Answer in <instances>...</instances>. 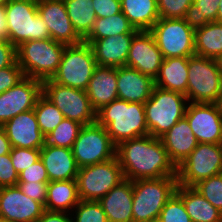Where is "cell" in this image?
Wrapping results in <instances>:
<instances>
[{
	"mask_svg": "<svg viewBox=\"0 0 222 222\" xmlns=\"http://www.w3.org/2000/svg\"><path fill=\"white\" fill-rule=\"evenodd\" d=\"M116 157L127 180L177 177L162 140L151 135L122 141L116 146Z\"/></svg>",
	"mask_w": 222,
	"mask_h": 222,
	"instance_id": "obj_1",
	"label": "cell"
},
{
	"mask_svg": "<svg viewBox=\"0 0 222 222\" xmlns=\"http://www.w3.org/2000/svg\"><path fill=\"white\" fill-rule=\"evenodd\" d=\"M96 122L105 127L116 146L149 135L144 103L116 99L96 112Z\"/></svg>",
	"mask_w": 222,
	"mask_h": 222,
	"instance_id": "obj_2",
	"label": "cell"
},
{
	"mask_svg": "<svg viewBox=\"0 0 222 222\" xmlns=\"http://www.w3.org/2000/svg\"><path fill=\"white\" fill-rule=\"evenodd\" d=\"M65 44L51 38L29 40L17 47V62L25 77L51 79L61 62Z\"/></svg>",
	"mask_w": 222,
	"mask_h": 222,
	"instance_id": "obj_3",
	"label": "cell"
},
{
	"mask_svg": "<svg viewBox=\"0 0 222 222\" xmlns=\"http://www.w3.org/2000/svg\"><path fill=\"white\" fill-rule=\"evenodd\" d=\"M187 104L184 94L154 86L151 97L144 103L149 135L162 137L185 116Z\"/></svg>",
	"mask_w": 222,
	"mask_h": 222,
	"instance_id": "obj_4",
	"label": "cell"
},
{
	"mask_svg": "<svg viewBox=\"0 0 222 222\" xmlns=\"http://www.w3.org/2000/svg\"><path fill=\"white\" fill-rule=\"evenodd\" d=\"M133 222L158 219L165 203L175 193L177 177L133 180Z\"/></svg>",
	"mask_w": 222,
	"mask_h": 222,
	"instance_id": "obj_5",
	"label": "cell"
},
{
	"mask_svg": "<svg viewBox=\"0 0 222 222\" xmlns=\"http://www.w3.org/2000/svg\"><path fill=\"white\" fill-rule=\"evenodd\" d=\"M5 15L8 40L16 48L29 40L50 38L48 27L38 14L37 0H9Z\"/></svg>",
	"mask_w": 222,
	"mask_h": 222,
	"instance_id": "obj_6",
	"label": "cell"
},
{
	"mask_svg": "<svg viewBox=\"0 0 222 222\" xmlns=\"http://www.w3.org/2000/svg\"><path fill=\"white\" fill-rule=\"evenodd\" d=\"M187 101L221 103L222 76L215 59L192 55L188 58Z\"/></svg>",
	"mask_w": 222,
	"mask_h": 222,
	"instance_id": "obj_7",
	"label": "cell"
},
{
	"mask_svg": "<svg viewBox=\"0 0 222 222\" xmlns=\"http://www.w3.org/2000/svg\"><path fill=\"white\" fill-rule=\"evenodd\" d=\"M90 44L66 45L61 62L51 80L57 84L86 91L97 67Z\"/></svg>",
	"mask_w": 222,
	"mask_h": 222,
	"instance_id": "obj_8",
	"label": "cell"
},
{
	"mask_svg": "<svg viewBox=\"0 0 222 222\" xmlns=\"http://www.w3.org/2000/svg\"><path fill=\"white\" fill-rule=\"evenodd\" d=\"M77 188L80 200L99 201L124 180L117 157L78 169Z\"/></svg>",
	"mask_w": 222,
	"mask_h": 222,
	"instance_id": "obj_9",
	"label": "cell"
},
{
	"mask_svg": "<svg viewBox=\"0 0 222 222\" xmlns=\"http://www.w3.org/2000/svg\"><path fill=\"white\" fill-rule=\"evenodd\" d=\"M163 58L190 57L195 54V30L184 18L159 20L149 30Z\"/></svg>",
	"mask_w": 222,
	"mask_h": 222,
	"instance_id": "obj_10",
	"label": "cell"
},
{
	"mask_svg": "<svg viewBox=\"0 0 222 222\" xmlns=\"http://www.w3.org/2000/svg\"><path fill=\"white\" fill-rule=\"evenodd\" d=\"M42 94L64 115L82 125L96 122V111L92 108L86 91L63 86L51 79L42 81Z\"/></svg>",
	"mask_w": 222,
	"mask_h": 222,
	"instance_id": "obj_11",
	"label": "cell"
},
{
	"mask_svg": "<svg viewBox=\"0 0 222 222\" xmlns=\"http://www.w3.org/2000/svg\"><path fill=\"white\" fill-rule=\"evenodd\" d=\"M222 173V144L198 143L177 167L178 185L194 186L199 181Z\"/></svg>",
	"mask_w": 222,
	"mask_h": 222,
	"instance_id": "obj_12",
	"label": "cell"
},
{
	"mask_svg": "<svg viewBox=\"0 0 222 222\" xmlns=\"http://www.w3.org/2000/svg\"><path fill=\"white\" fill-rule=\"evenodd\" d=\"M78 168L107 161L116 156V145L104 126L97 122L83 125L73 147Z\"/></svg>",
	"mask_w": 222,
	"mask_h": 222,
	"instance_id": "obj_13",
	"label": "cell"
},
{
	"mask_svg": "<svg viewBox=\"0 0 222 222\" xmlns=\"http://www.w3.org/2000/svg\"><path fill=\"white\" fill-rule=\"evenodd\" d=\"M184 117L198 143L222 144L221 103L188 102Z\"/></svg>",
	"mask_w": 222,
	"mask_h": 222,
	"instance_id": "obj_14",
	"label": "cell"
},
{
	"mask_svg": "<svg viewBox=\"0 0 222 222\" xmlns=\"http://www.w3.org/2000/svg\"><path fill=\"white\" fill-rule=\"evenodd\" d=\"M42 95V81L23 78L17 85L0 94V126L16 115L34 109Z\"/></svg>",
	"mask_w": 222,
	"mask_h": 222,
	"instance_id": "obj_15",
	"label": "cell"
},
{
	"mask_svg": "<svg viewBox=\"0 0 222 222\" xmlns=\"http://www.w3.org/2000/svg\"><path fill=\"white\" fill-rule=\"evenodd\" d=\"M45 206L25 195L16 186L0 187V220L4 222H37Z\"/></svg>",
	"mask_w": 222,
	"mask_h": 222,
	"instance_id": "obj_16",
	"label": "cell"
},
{
	"mask_svg": "<svg viewBox=\"0 0 222 222\" xmlns=\"http://www.w3.org/2000/svg\"><path fill=\"white\" fill-rule=\"evenodd\" d=\"M37 9L48 27L51 39L65 45L83 42L68 17L63 0H37Z\"/></svg>",
	"mask_w": 222,
	"mask_h": 222,
	"instance_id": "obj_17",
	"label": "cell"
},
{
	"mask_svg": "<svg viewBox=\"0 0 222 222\" xmlns=\"http://www.w3.org/2000/svg\"><path fill=\"white\" fill-rule=\"evenodd\" d=\"M163 60L162 52L149 31H139L133 37L126 66L155 79Z\"/></svg>",
	"mask_w": 222,
	"mask_h": 222,
	"instance_id": "obj_18",
	"label": "cell"
},
{
	"mask_svg": "<svg viewBox=\"0 0 222 222\" xmlns=\"http://www.w3.org/2000/svg\"><path fill=\"white\" fill-rule=\"evenodd\" d=\"M12 147L41 149L45 136L38 127L34 109L20 113L2 125Z\"/></svg>",
	"mask_w": 222,
	"mask_h": 222,
	"instance_id": "obj_19",
	"label": "cell"
},
{
	"mask_svg": "<svg viewBox=\"0 0 222 222\" xmlns=\"http://www.w3.org/2000/svg\"><path fill=\"white\" fill-rule=\"evenodd\" d=\"M136 34H119L97 40H83L90 44L98 66H126L129 49Z\"/></svg>",
	"mask_w": 222,
	"mask_h": 222,
	"instance_id": "obj_20",
	"label": "cell"
},
{
	"mask_svg": "<svg viewBox=\"0 0 222 222\" xmlns=\"http://www.w3.org/2000/svg\"><path fill=\"white\" fill-rule=\"evenodd\" d=\"M154 86L152 77L128 66L117 67L118 99L145 103L151 97Z\"/></svg>",
	"mask_w": 222,
	"mask_h": 222,
	"instance_id": "obj_21",
	"label": "cell"
},
{
	"mask_svg": "<svg viewBox=\"0 0 222 222\" xmlns=\"http://www.w3.org/2000/svg\"><path fill=\"white\" fill-rule=\"evenodd\" d=\"M42 161L49 181L76 180L78 166L70 148H61L44 144L40 149Z\"/></svg>",
	"mask_w": 222,
	"mask_h": 222,
	"instance_id": "obj_22",
	"label": "cell"
},
{
	"mask_svg": "<svg viewBox=\"0 0 222 222\" xmlns=\"http://www.w3.org/2000/svg\"><path fill=\"white\" fill-rule=\"evenodd\" d=\"M108 222H133V182L124 179L98 201Z\"/></svg>",
	"mask_w": 222,
	"mask_h": 222,
	"instance_id": "obj_23",
	"label": "cell"
},
{
	"mask_svg": "<svg viewBox=\"0 0 222 222\" xmlns=\"http://www.w3.org/2000/svg\"><path fill=\"white\" fill-rule=\"evenodd\" d=\"M171 161L178 167L196 148L198 141L185 117L160 137Z\"/></svg>",
	"mask_w": 222,
	"mask_h": 222,
	"instance_id": "obj_24",
	"label": "cell"
},
{
	"mask_svg": "<svg viewBox=\"0 0 222 222\" xmlns=\"http://www.w3.org/2000/svg\"><path fill=\"white\" fill-rule=\"evenodd\" d=\"M92 108L97 112L118 99L117 68L97 66L86 90Z\"/></svg>",
	"mask_w": 222,
	"mask_h": 222,
	"instance_id": "obj_25",
	"label": "cell"
},
{
	"mask_svg": "<svg viewBox=\"0 0 222 222\" xmlns=\"http://www.w3.org/2000/svg\"><path fill=\"white\" fill-rule=\"evenodd\" d=\"M175 193L182 199L192 222H222V212L193 186L177 185Z\"/></svg>",
	"mask_w": 222,
	"mask_h": 222,
	"instance_id": "obj_26",
	"label": "cell"
},
{
	"mask_svg": "<svg viewBox=\"0 0 222 222\" xmlns=\"http://www.w3.org/2000/svg\"><path fill=\"white\" fill-rule=\"evenodd\" d=\"M188 58L172 57L165 58L159 68L158 75L154 79L155 86L187 94L188 81Z\"/></svg>",
	"mask_w": 222,
	"mask_h": 222,
	"instance_id": "obj_27",
	"label": "cell"
},
{
	"mask_svg": "<svg viewBox=\"0 0 222 222\" xmlns=\"http://www.w3.org/2000/svg\"><path fill=\"white\" fill-rule=\"evenodd\" d=\"M121 12L138 31H149L160 18L157 0H121Z\"/></svg>",
	"mask_w": 222,
	"mask_h": 222,
	"instance_id": "obj_28",
	"label": "cell"
},
{
	"mask_svg": "<svg viewBox=\"0 0 222 222\" xmlns=\"http://www.w3.org/2000/svg\"><path fill=\"white\" fill-rule=\"evenodd\" d=\"M79 201L77 180L50 181L48 183L45 210L72 212Z\"/></svg>",
	"mask_w": 222,
	"mask_h": 222,
	"instance_id": "obj_29",
	"label": "cell"
},
{
	"mask_svg": "<svg viewBox=\"0 0 222 222\" xmlns=\"http://www.w3.org/2000/svg\"><path fill=\"white\" fill-rule=\"evenodd\" d=\"M194 40L196 55L216 59L222 54V24L213 21L196 29Z\"/></svg>",
	"mask_w": 222,
	"mask_h": 222,
	"instance_id": "obj_30",
	"label": "cell"
},
{
	"mask_svg": "<svg viewBox=\"0 0 222 222\" xmlns=\"http://www.w3.org/2000/svg\"><path fill=\"white\" fill-rule=\"evenodd\" d=\"M76 33L84 40L91 32L97 17L92 0H63Z\"/></svg>",
	"mask_w": 222,
	"mask_h": 222,
	"instance_id": "obj_31",
	"label": "cell"
},
{
	"mask_svg": "<svg viewBox=\"0 0 222 222\" xmlns=\"http://www.w3.org/2000/svg\"><path fill=\"white\" fill-rule=\"evenodd\" d=\"M138 32L129 23L127 17L120 12L109 17L97 18L90 34L84 40H97L119 34H137Z\"/></svg>",
	"mask_w": 222,
	"mask_h": 222,
	"instance_id": "obj_32",
	"label": "cell"
},
{
	"mask_svg": "<svg viewBox=\"0 0 222 222\" xmlns=\"http://www.w3.org/2000/svg\"><path fill=\"white\" fill-rule=\"evenodd\" d=\"M220 0H194L187 9L184 20L196 30L216 21Z\"/></svg>",
	"mask_w": 222,
	"mask_h": 222,
	"instance_id": "obj_33",
	"label": "cell"
},
{
	"mask_svg": "<svg viewBox=\"0 0 222 222\" xmlns=\"http://www.w3.org/2000/svg\"><path fill=\"white\" fill-rule=\"evenodd\" d=\"M34 112L38 127L45 137L64 119L63 113L43 94L38 98Z\"/></svg>",
	"mask_w": 222,
	"mask_h": 222,
	"instance_id": "obj_34",
	"label": "cell"
},
{
	"mask_svg": "<svg viewBox=\"0 0 222 222\" xmlns=\"http://www.w3.org/2000/svg\"><path fill=\"white\" fill-rule=\"evenodd\" d=\"M82 127L83 125L79 122L64 118L62 122L45 137V144L72 149Z\"/></svg>",
	"mask_w": 222,
	"mask_h": 222,
	"instance_id": "obj_35",
	"label": "cell"
},
{
	"mask_svg": "<svg viewBox=\"0 0 222 222\" xmlns=\"http://www.w3.org/2000/svg\"><path fill=\"white\" fill-rule=\"evenodd\" d=\"M74 210L73 215H71L74 216L72 222H108L107 216L98 201L80 200Z\"/></svg>",
	"mask_w": 222,
	"mask_h": 222,
	"instance_id": "obj_36",
	"label": "cell"
},
{
	"mask_svg": "<svg viewBox=\"0 0 222 222\" xmlns=\"http://www.w3.org/2000/svg\"><path fill=\"white\" fill-rule=\"evenodd\" d=\"M193 187L215 208L222 212V173L203 179Z\"/></svg>",
	"mask_w": 222,
	"mask_h": 222,
	"instance_id": "obj_37",
	"label": "cell"
},
{
	"mask_svg": "<svg viewBox=\"0 0 222 222\" xmlns=\"http://www.w3.org/2000/svg\"><path fill=\"white\" fill-rule=\"evenodd\" d=\"M159 220L161 222H192L182 199L176 193L165 203L160 212Z\"/></svg>",
	"mask_w": 222,
	"mask_h": 222,
	"instance_id": "obj_38",
	"label": "cell"
},
{
	"mask_svg": "<svg viewBox=\"0 0 222 222\" xmlns=\"http://www.w3.org/2000/svg\"><path fill=\"white\" fill-rule=\"evenodd\" d=\"M10 158L13 167L19 175L22 171L40 160V149L12 147Z\"/></svg>",
	"mask_w": 222,
	"mask_h": 222,
	"instance_id": "obj_39",
	"label": "cell"
},
{
	"mask_svg": "<svg viewBox=\"0 0 222 222\" xmlns=\"http://www.w3.org/2000/svg\"><path fill=\"white\" fill-rule=\"evenodd\" d=\"M194 0H157L160 18H184Z\"/></svg>",
	"mask_w": 222,
	"mask_h": 222,
	"instance_id": "obj_40",
	"label": "cell"
},
{
	"mask_svg": "<svg viewBox=\"0 0 222 222\" xmlns=\"http://www.w3.org/2000/svg\"><path fill=\"white\" fill-rule=\"evenodd\" d=\"M23 78L24 72L17 61L7 68L0 69V94L17 85Z\"/></svg>",
	"mask_w": 222,
	"mask_h": 222,
	"instance_id": "obj_41",
	"label": "cell"
},
{
	"mask_svg": "<svg viewBox=\"0 0 222 222\" xmlns=\"http://www.w3.org/2000/svg\"><path fill=\"white\" fill-rule=\"evenodd\" d=\"M49 183L47 171L42 161L39 160L35 164L29 166L26 170L18 175L17 183Z\"/></svg>",
	"mask_w": 222,
	"mask_h": 222,
	"instance_id": "obj_42",
	"label": "cell"
},
{
	"mask_svg": "<svg viewBox=\"0 0 222 222\" xmlns=\"http://www.w3.org/2000/svg\"><path fill=\"white\" fill-rule=\"evenodd\" d=\"M18 173L11 162L10 154L0 156V187L16 186Z\"/></svg>",
	"mask_w": 222,
	"mask_h": 222,
	"instance_id": "obj_43",
	"label": "cell"
},
{
	"mask_svg": "<svg viewBox=\"0 0 222 222\" xmlns=\"http://www.w3.org/2000/svg\"><path fill=\"white\" fill-rule=\"evenodd\" d=\"M17 185L25 195L45 206L48 183H17Z\"/></svg>",
	"mask_w": 222,
	"mask_h": 222,
	"instance_id": "obj_44",
	"label": "cell"
},
{
	"mask_svg": "<svg viewBox=\"0 0 222 222\" xmlns=\"http://www.w3.org/2000/svg\"><path fill=\"white\" fill-rule=\"evenodd\" d=\"M97 18H104L121 12V0H92Z\"/></svg>",
	"mask_w": 222,
	"mask_h": 222,
	"instance_id": "obj_45",
	"label": "cell"
},
{
	"mask_svg": "<svg viewBox=\"0 0 222 222\" xmlns=\"http://www.w3.org/2000/svg\"><path fill=\"white\" fill-rule=\"evenodd\" d=\"M17 61V48L9 40H0V69Z\"/></svg>",
	"mask_w": 222,
	"mask_h": 222,
	"instance_id": "obj_46",
	"label": "cell"
},
{
	"mask_svg": "<svg viewBox=\"0 0 222 222\" xmlns=\"http://www.w3.org/2000/svg\"><path fill=\"white\" fill-rule=\"evenodd\" d=\"M71 215L72 213L45 210L37 222H72Z\"/></svg>",
	"mask_w": 222,
	"mask_h": 222,
	"instance_id": "obj_47",
	"label": "cell"
},
{
	"mask_svg": "<svg viewBox=\"0 0 222 222\" xmlns=\"http://www.w3.org/2000/svg\"><path fill=\"white\" fill-rule=\"evenodd\" d=\"M0 40H8V26L5 15V5L0 4Z\"/></svg>",
	"mask_w": 222,
	"mask_h": 222,
	"instance_id": "obj_48",
	"label": "cell"
},
{
	"mask_svg": "<svg viewBox=\"0 0 222 222\" xmlns=\"http://www.w3.org/2000/svg\"><path fill=\"white\" fill-rule=\"evenodd\" d=\"M11 149H12L11 143L4 129L2 128V126H0V156L5 154H10Z\"/></svg>",
	"mask_w": 222,
	"mask_h": 222,
	"instance_id": "obj_49",
	"label": "cell"
},
{
	"mask_svg": "<svg viewBox=\"0 0 222 222\" xmlns=\"http://www.w3.org/2000/svg\"><path fill=\"white\" fill-rule=\"evenodd\" d=\"M218 7L219 8L217 12L216 22H219L222 24V0H220Z\"/></svg>",
	"mask_w": 222,
	"mask_h": 222,
	"instance_id": "obj_50",
	"label": "cell"
},
{
	"mask_svg": "<svg viewBox=\"0 0 222 222\" xmlns=\"http://www.w3.org/2000/svg\"><path fill=\"white\" fill-rule=\"evenodd\" d=\"M215 61H216L217 66H218V70L220 71L221 76H222V54L219 55V56L215 59Z\"/></svg>",
	"mask_w": 222,
	"mask_h": 222,
	"instance_id": "obj_51",
	"label": "cell"
},
{
	"mask_svg": "<svg viewBox=\"0 0 222 222\" xmlns=\"http://www.w3.org/2000/svg\"><path fill=\"white\" fill-rule=\"evenodd\" d=\"M9 0H0L1 5H5Z\"/></svg>",
	"mask_w": 222,
	"mask_h": 222,
	"instance_id": "obj_52",
	"label": "cell"
},
{
	"mask_svg": "<svg viewBox=\"0 0 222 222\" xmlns=\"http://www.w3.org/2000/svg\"><path fill=\"white\" fill-rule=\"evenodd\" d=\"M146 222H161V221H160L159 218H158V219L149 220V221H146Z\"/></svg>",
	"mask_w": 222,
	"mask_h": 222,
	"instance_id": "obj_53",
	"label": "cell"
}]
</instances>
